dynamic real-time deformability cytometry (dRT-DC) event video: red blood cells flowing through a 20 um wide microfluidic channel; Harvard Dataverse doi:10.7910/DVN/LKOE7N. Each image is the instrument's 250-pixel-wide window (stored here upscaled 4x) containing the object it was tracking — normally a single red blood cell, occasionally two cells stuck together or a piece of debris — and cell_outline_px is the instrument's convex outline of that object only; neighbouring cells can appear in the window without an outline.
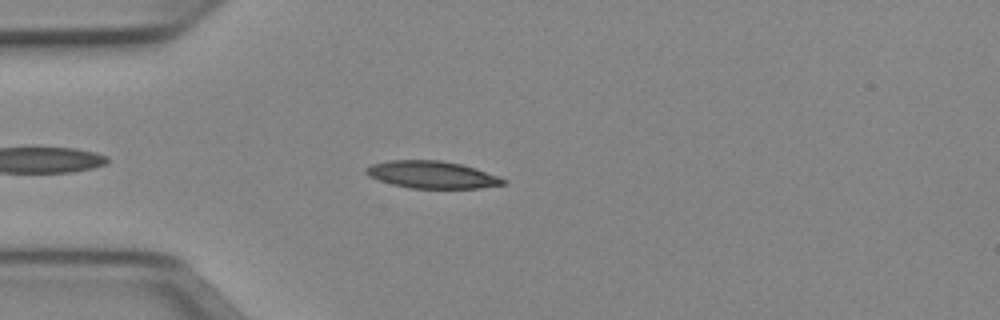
{"species": "Egyptian fruit bat (a non-hibernating species)", "species_latin": "Rousettus aegyptiacus", "temperature_condition": "cold", "stored_images_in_passage": 41, "camera_frame_rate_fps": 3000, "um_per_image_px": 0.085, "animal": {"sex": "female"}, "frame": {"image": 1, "passage_image": 6, "time_ms": 1.667, "image_size_px": [1000, 320], "cell_outline_px": [[508, 184], [480, 188], [412, 188], [392, 184], [368, 176], [364, 172], [364, 168], [372, 164], [388, 160], [440, 160], [460, 164], [476, 168], [500, 176], [508, 180]], "centroid_in_image_um": [36.76, 14.85], "position_along_channel_um": 48.2, "area_um2": 21.96}}
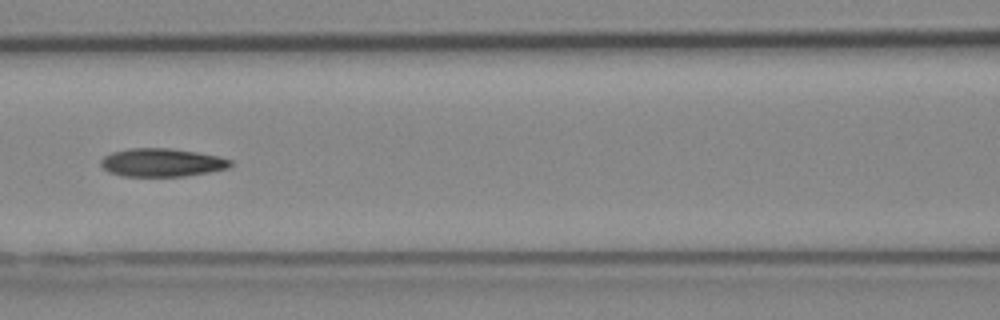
{"frame": {"image": 2, "passage_image": 15, "time_ms": 4.667, "image_size_px": [1000, 320], "cell_outline_px": [[232, 164], [228, 168], [208, 172], [184, 176], [120, 176], [108, 172], [100, 164], [100, 160], [104, 156], [112, 152], [128, 148], [168, 148], [196, 152], [216, 156], [232, 160]], "centroid_in_image_um": [13.71, 13.81], "position_along_channel_um": 152.9, "area_um2": 21.27}}
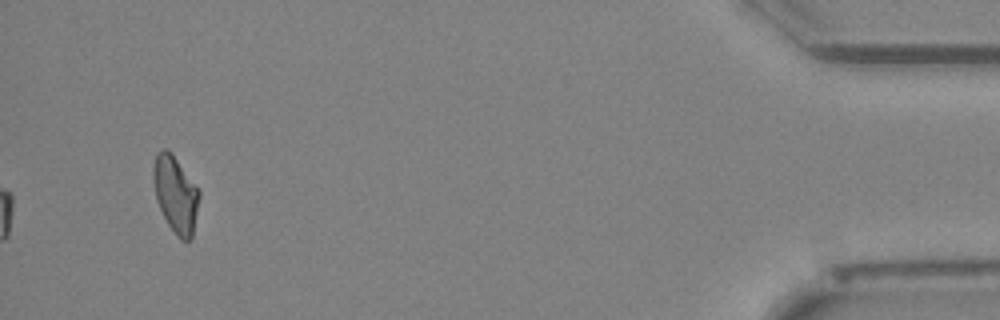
{"frame": {"image": 3, "passage_image": 41, "time_ms": 13.333, "image_size_px": [1000, 320], "cell_outline_px": [[200, 196], [192, 236], [188, 240], [180, 240], [176, 236], [168, 224], [156, 200], [152, 180], [152, 168], [156, 152], [160, 148], [168, 148], [172, 152], [200, 192]], "centroid_in_image_um": [14.89, 16.46], "position_along_channel_um": 420.3, "area_um2": 20.63}, "authors_computed_cell_mechanics": {"area_um2": 21.097, "velocity_mm_per_s": 3.9552, "shape_relaxation_time_tau1_ms": 5.1229, "shape_relaxation_time_tau2_ms": 6.1845, "deformation_change_tau1": 0.1735, "deformation_change_tau2": 0.1552}}